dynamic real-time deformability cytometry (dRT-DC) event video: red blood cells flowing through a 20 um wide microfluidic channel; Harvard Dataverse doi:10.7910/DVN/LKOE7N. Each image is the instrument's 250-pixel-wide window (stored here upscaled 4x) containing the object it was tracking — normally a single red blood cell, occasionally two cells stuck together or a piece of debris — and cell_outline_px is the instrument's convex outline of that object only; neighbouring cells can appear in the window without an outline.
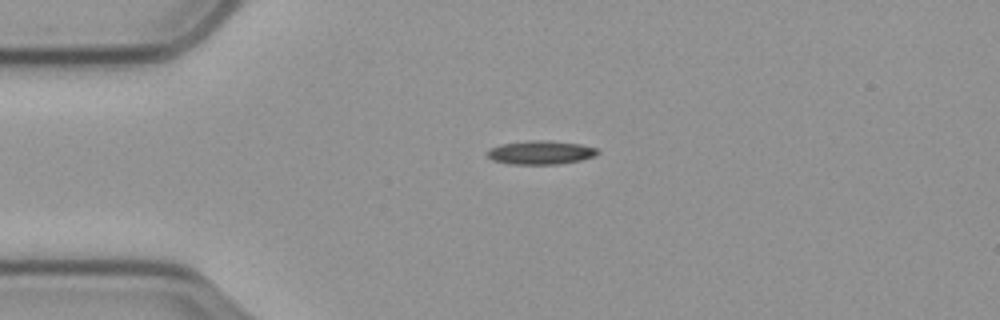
{"species": "common noctule bat (a hibernating species)", "species_latin": "Nyctalus noctula", "temperature_condition": "cold", "stored_images_in_passage": 46, "camera_frame_rate_fps": 3000, "um_per_image_px": 0.085, "animal": {"sex": "male", "body_mass_g": 23.1, "forearm_length_mm": 52.7}, "frame": {"image": 1, "passage_image": 1, "time_ms": 0.0, "image_size_px": [1000, 320], "cell_outline_px": [[600, 152], [596, 156], [580, 160], [556, 164], [512, 164], [492, 160], [484, 152], [488, 148], [500, 144], [532, 140], [544, 140], [580, 144], [596, 148]], "centroid_in_image_um": [45.92, 12.96], "position_along_channel_um": 39.1, "area_um2": 15.26}}
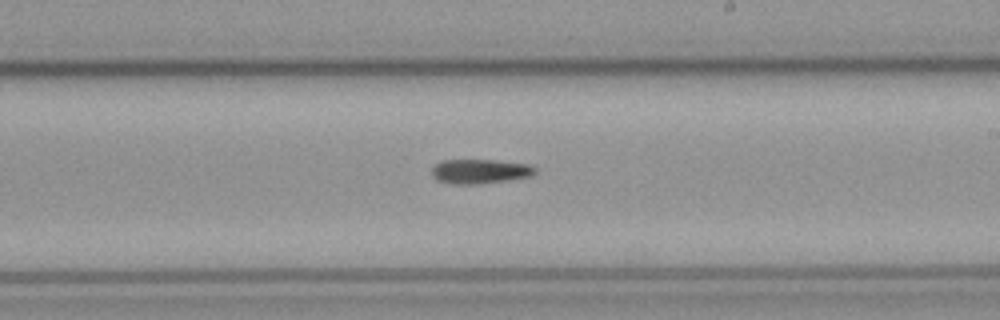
{"frame": {"image": 2, "passage_image": 21, "time_ms": 6.667, "image_size_px": [1000, 320], "cell_outline_px": [[536, 172], [532, 176], [508, 180], [476, 184], [456, 184], [436, 180], [432, 176], [432, 168], [436, 164], [444, 160], [496, 160], [528, 164], [536, 168]], "centroid_in_image_um": [40.81, 14.56], "position_along_channel_um": 248.2, "area_um2": 14.68}}
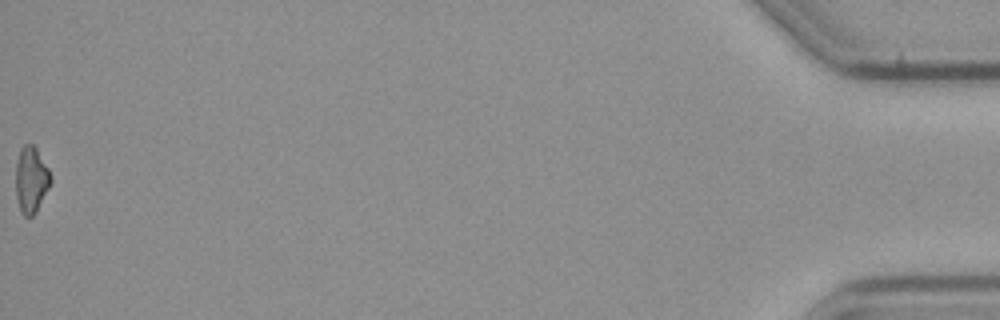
{"frame": {"image": 3, "passage_image": 46, "time_ms": 15.0, "image_size_px": [1000, 320], "cell_outline_px": [[52, 180], [36, 212], [32, 216], [24, 216], [20, 212], [16, 196], [16, 164], [20, 148], [24, 144], [32, 144], [36, 148], [48, 168]], "centroid_in_image_um": [2.63, 15.28], "position_along_channel_um": 432.6, "area_um2": 13.41}}